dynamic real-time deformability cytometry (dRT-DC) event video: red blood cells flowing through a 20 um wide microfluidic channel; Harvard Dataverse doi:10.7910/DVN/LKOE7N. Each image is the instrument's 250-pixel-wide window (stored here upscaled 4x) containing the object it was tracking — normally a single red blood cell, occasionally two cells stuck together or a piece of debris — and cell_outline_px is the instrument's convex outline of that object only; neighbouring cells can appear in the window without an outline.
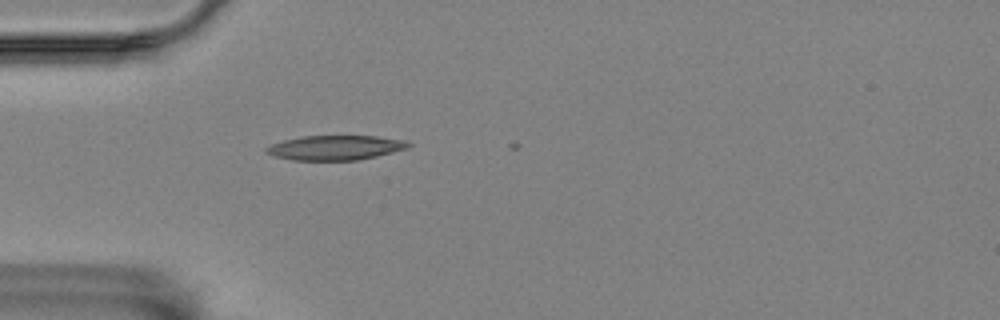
{"species": "Egyptian fruit bat (a non-hibernating species)", "species_latin": "Rousettus aegyptiacus", "temperature_condition": "room temperature", "stored_images_in_passage": 3, "camera_frame_rate_fps": 3000, "um_per_image_px": 0.085, "animal": {"sex": "female"}, "frame": {"image": 1, "passage_image": 1, "time_ms": 0.0, "image_size_px": [1000, 320], "cell_outline_px": [[412, 144], [408, 148], [376, 156], [356, 160], [292, 160], [276, 156], [264, 152], [264, 148], [272, 144], [284, 140], [300, 136], [376, 136], [404, 140]], "centroid_in_image_um": [28.49, 12.55], "position_along_channel_um": 56.5, "area_um2": 20.29}}